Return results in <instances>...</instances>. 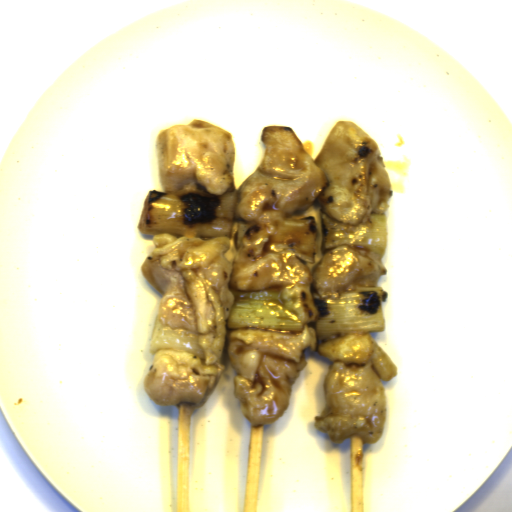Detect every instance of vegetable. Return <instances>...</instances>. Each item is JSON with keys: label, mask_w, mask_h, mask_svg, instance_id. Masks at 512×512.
Returning a JSON list of instances; mask_svg holds the SVG:
<instances>
[{"label": "vegetable", "mask_w": 512, "mask_h": 512, "mask_svg": "<svg viewBox=\"0 0 512 512\" xmlns=\"http://www.w3.org/2000/svg\"><path fill=\"white\" fill-rule=\"evenodd\" d=\"M237 193L221 197L174 195L150 190L143 200L137 224L141 234L196 232L202 238L229 236L234 228Z\"/></svg>", "instance_id": "add77e79"}, {"label": "vegetable", "mask_w": 512, "mask_h": 512, "mask_svg": "<svg viewBox=\"0 0 512 512\" xmlns=\"http://www.w3.org/2000/svg\"><path fill=\"white\" fill-rule=\"evenodd\" d=\"M318 317L309 327L315 329L316 340L341 333L385 332L382 301L386 290L377 287H356L342 292L337 298H322L312 292Z\"/></svg>", "instance_id": "ea0f7189"}, {"label": "vegetable", "mask_w": 512, "mask_h": 512, "mask_svg": "<svg viewBox=\"0 0 512 512\" xmlns=\"http://www.w3.org/2000/svg\"><path fill=\"white\" fill-rule=\"evenodd\" d=\"M229 290L234 299L227 320L228 330L263 328L300 334L304 331L305 323L285 305L280 288Z\"/></svg>", "instance_id": "f7b5029e"}, {"label": "vegetable", "mask_w": 512, "mask_h": 512, "mask_svg": "<svg viewBox=\"0 0 512 512\" xmlns=\"http://www.w3.org/2000/svg\"><path fill=\"white\" fill-rule=\"evenodd\" d=\"M324 250L339 245H356L384 257L387 251V217L383 211L371 212L367 222L349 224L337 222L327 214L321 217Z\"/></svg>", "instance_id": "96ceb2fe"}, {"label": "vegetable", "mask_w": 512, "mask_h": 512, "mask_svg": "<svg viewBox=\"0 0 512 512\" xmlns=\"http://www.w3.org/2000/svg\"><path fill=\"white\" fill-rule=\"evenodd\" d=\"M264 246L263 253L291 250L301 261L313 262L316 253L317 220L303 215H286Z\"/></svg>", "instance_id": "f1789d4c"}, {"label": "vegetable", "mask_w": 512, "mask_h": 512, "mask_svg": "<svg viewBox=\"0 0 512 512\" xmlns=\"http://www.w3.org/2000/svg\"><path fill=\"white\" fill-rule=\"evenodd\" d=\"M255 224H253L252 222L249 223V224H239L238 227H237V237H236V250H242L243 248V237L245 236V234L248 232V230L254 226Z\"/></svg>", "instance_id": "8f37a823"}]
</instances>
